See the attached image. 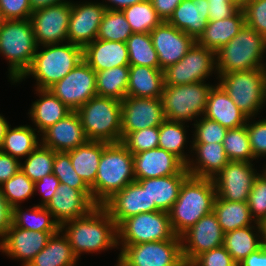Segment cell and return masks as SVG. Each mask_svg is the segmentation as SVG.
<instances>
[{"label":"cell","instance_id":"obj_18","mask_svg":"<svg viewBox=\"0 0 266 266\" xmlns=\"http://www.w3.org/2000/svg\"><path fill=\"white\" fill-rule=\"evenodd\" d=\"M106 8L101 2L71 1V16L68 23L67 42L84 48L98 35Z\"/></svg>","mask_w":266,"mask_h":266},{"label":"cell","instance_id":"obj_24","mask_svg":"<svg viewBox=\"0 0 266 266\" xmlns=\"http://www.w3.org/2000/svg\"><path fill=\"white\" fill-rule=\"evenodd\" d=\"M87 141L76 111H71L41 134V144L55 152H67Z\"/></svg>","mask_w":266,"mask_h":266},{"label":"cell","instance_id":"obj_16","mask_svg":"<svg viewBox=\"0 0 266 266\" xmlns=\"http://www.w3.org/2000/svg\"><path fill=\"white\" fill-rule=\"evenodd\" d=\"M252 162L229 161L213 178L217 197L228 201L244 202L260 173Z\"/></svg>","mask_w":266,"mask_h":266},{"label":"cell","instance_id":"obj_58","mask_svg":"<svg viewBox=\"0 0 266 266\" xmlns=\"http://www.w3.org/2000/svg\"><path fill=\"white\" fill-rule=\"evenodd\" d=\"M13 207L7 202L0 187V241L12 226Z\"/></svg>","mask_w":266,"mask_h":266},{"label":"cell","instance_id":"obj_30","mask_svg":"<svg viewBox=\"0 0 266 266\" xmlns=\"http://www.w3.org/2000/svg\"><path fill=\"white\" fill-rule=\"evenodd\" d=\"M39 99L32 103L28 112L38 133L67 116L72 110L58 99L49 89H34Z\"/></svg>","mask_w":266,"mask_h":266},{"label":"cell","instance_id":"obj_25","mask_svg":"<svg viewBox=\"0 0 266 266\" xmlns=\"http://www.w3.org/2000/svg\"><path fill=\"white\" fill-rule=\"evenodd\" d=\"M190 155L194 157L186 164L190 176L213 179L230 161L226 155L223 143L192 144Z\"/></svg>","mask_w":266,"mask_h":266},{"label":"cell","instance_id":"obj_65","mask_svg":"<svg viewBox=\"0 0 266 266\" xmlns=\"http://www.w3.org/2000/svg\"><path fill=\"white\" fill-rule=\"evenodd\" d=\"M262 246L266 250V225H264V228H263V243H262Z\"/></svg>","mask_w":266,"mask_h":266},{"label":"cell","instance_id":"obj_45","mask_svg":"<svg viewBox=\"0 0 266 266\" xmlns=\"http://www.w3.org/2000/svg\"><path fill=\"white\" fill-rule=\"evenodd\" d=\"M223 147L230 161L253 162L255 160L246 125L228 129L223 140Z\"/></svg>","mask_w":266,"mask_h":266},{"label":"cell","instance_id":"obj_48","mask_svg":"<svg viewBox=\"0 0 266 266\" xmlns=\"http://www.w3.org/2000/svg\"><path fill=\"white\" fill-rule=\"evenodd\" d=\"M53 174L61 184L78 190H91L74 170L68 152H55Z\"/></svg>","mask_w":266,"mask_h":266},{"label":"cell","instance_id":"obj_5","mask_svg":"<svg viewBox=\"0 0 266 266\" xmlns=\"http://www.w3.org/2000/svg\"><path fill=\"white\" fill-rule=\"evenodd\" d=\"M266 38L244 24L239 33L216 51L217 75L266 68Z\"/></svg>","mask_w":266,"mask_h":266},{"label":"cell","instance_id":"obj_43","mask_svg":"<svg viewBox=\"0 0 266 266\" xmlns=\"http://www.w3.org/2000/svg\"><path fill=\"white\" fill-rule=\"evenodd\" d=\"M54 158L55 151L40 144L24 162L20 161V169L35 183L53 173Z\"/></svg>","mask_w":266,"mask_h":266},{"label":"cell","instance_id":"obj_19","mask_svg":"<svg viewBox=\"0 0 266 266\" xmlns=\"http://www.w3.org/2000/svg\"><path fill=\"white\" fill-rule=\"evenodd\" d=\"M96 206L91 190H78L69 185L60 184L45 207L61 226L67 221L87 215Z\"/></svg>","mask_w":266,"mask_h":266},{"label":"cell","instance_id":"obj_9","mask_svg":"<svg viewBox=\"0 0 266 266\" xmlns=\"http://www.w3.org/2000/svg\"><path fill=\"white\" fill-rule=\"evenodd\" d=\"M214 85L206 81L184 85H165L161 100L166 120L188 122L204 115Z\"/></svg>","mask_w":266,"mask_h":266},{"label":"cell","instance_id":"obj_8","mask_svg":"<svg viewBox=\"0 0 266 266\" xmlns=\"http://www.w3.org/2000/svg\"><path fill=\"white\" fill-rule=\"evenodd\" d=\"M216 76V79H219L217 83L246 117H257L258 112L265 108L266 68L235 71Z\"/></svg>","mask_w":266,"mask_h":266},{"label":"cell","instance_id":"obj_64","mask_svg":"<svg viewBox=\"0 0 266 266\" xmlns=\"http://www.w3.org/2000/svg\"><path fill=\"white\" fill-rule=\"evenodd\" d=\"M116 262L117 264L114 266H130L120 255H118Z\"/></svg>","mask_w":266,"mask_h":266},{"label":"cell","instance_id":"obj_63","mask_svg":"<svg viewBox=\"0 0 266 266\" xmlns=\"http://www.w3.org/2000/svg\"><path fill=\"white\" fill-rule=\"evenodd\" d=\"M10 126L9 122L6 120L4 115L0 114V148L3 144V140L7 131V128Z\"/></svg>","mask_w":266,"mask_h":266},{"label":"cell","instance_id":"obj_49","mask_svg":"<svg viewBox=\"0 0 266 266\" xmlns=\"http://www.w3.org/2000/svg\"><path fill=\"white\" fill-rule=\"evenodd\" d=\"M192 144L223 143L228 129L201 116L193 123Z\"/></svg>","mask_w":266,"mask_h":266},{"label":"cell","instance_id":"obj_17","mask_svg":"<svg viewBox=\"0 0 266 266\" xmlns=\"http://www.w3.org/2000/svg\"><path fill=\"white\" fill-rule=\"evenodd\" d=\"M121 141L131 132L159 127L166 119L161 98L125 97L121 101Z\"/></svg>","mask_w":266,"mask_h":266},{"label":"cell","instance_id":"obj_54","mask_svg":"<svg viewBox=\"0 0 266 266\" xmlns=\"http://www.w3.org/2000/svg\"><path fill=\"white\" fill-rule=\"evenodd\" d=\"M0 9L5 20L30 19L33 12L29 0H0Z\"/></svg>","mask_w":266,"mask_h":266},{"label":"cell","instance_id":"obj_1","mask_svg":"<svg viewBox=\"0 0 266 266\" xmlns=\"http://www.w3.org/2000/svg\"><path fill=\"white\" fill-rule=\"evenodd\" d=\"M60 231L78 259L83 253L118 249L117 225L103 206L97 205L87 215L63 223Z\"/></svg>","mask_w":266,"mask_h":266},{"label":"cell","instance_id":"obj_26","mask_svg":"<svg viewBox=\"0 0 266 266\" xmlns=\"http://www.w3.org/2000/svg\"><path fill=\"white\" fill-rule=\"evenodd\" d=\"M208 9V0H182L167 22L197 41L208 24Z\"/></svg>","mask_w":266,"mask_h":266},{"label":"cell","instance_id":"obj_15","mask_svg":"<svg viewBox=\"0 0 266 266\" xmlns=\"http://www.w3.org/2000/svg\"><path fill=\"white\" fill-rule=\"evenodd\" d=\"M224 232L211 212L200 218L180 235L184 263L188 266L197 256L223 245Z\"/></svg>","mask_w":266,"mask_h":266},{"label":"cell","instance_id":"obj_56","mask_svg":"<svg viewBox=\"0 0 266 266\" xmlns=\"http://www.w3.org/2000/svg\"><path fill=\"white\" fill-rule=\"evenodd\" d=\"M58 178L52 173L44 176L39 181L34 184L35 193L41 194V202L37 205L46 206L48 202L52 199L58 186L60 185Z\"/></svg>","mask_w":266,"mask_h":266},{"label":"cell","instance_id":"obj_31","mask_svg":"<svg viewBox=\"0 0 266 266\" xmlns=\"http://www.w3.org/2000/svg\"><path fill=\"white\" fill-rule=\"evenodd\" d=\"M165 86L163 70L129 65L127 97L161 98Z\"/></svg>","mask_w":266,"mask_h":266},{"label":"cell","instance_id":"obj_38","mask_svg":"<svg viewBox=\"0 0 266 266\" xmlns=\"http://www.w3.org/2000/svg\"><path fill=\"white\" fill-rule=\"evenodd\" d=\"M12 224L21 229L40 232H58L60 225L54 220L52 213L45 207L34 205L23 210L21 205L13 207Z\"/></svg>","mask_w":266,"mask_h":266},{"label":"cell","instance_id":"obj_23","mask_svg":"<svg viewBox=\"0 0 266 266\" xmlns=\"http://www.w3.org/2000/svg\"><path fill=\"white\" fill-rule=\"evenodd\" d=\"M135 180L179 174L186 164L171 152L155 148L133 154Z\"/></svg>","mask_w":266,"mask_h":266},{"label":"cell","instance_id":"obj_12","mask_svg":"<svg viewBox=\"0 0 266 266\" xmlns=\"http://www.w3.org/2000/svg\"><path fill=\"white\" fill-rule=\"evenodd\" d=\"M119 247V255L130 266H186L177 235L169 240Z\"/></svg>","mask_w":266,"mask_h":266},{"label":"cell","instance_id":"obj_62","mask_svg":"<svg viewBox=\"0 0 266 266\" xmlns=\"http://www.w3.org/2000/svg\"><path fill=\"white\" fill-rule=\"evenodd\" d=\"M32 11H35L40 8H45L52 5H57L65 2H69L68 0H29Z\"/></svg>","mask_w":266,"mask_h":266},{"label":"cell","instance_id":"obj_68","mask_svg":"<svg viewBox=\"0 0 266 266\" xmlns=\"http://www.w3.org/2000/svg\"><path fill=\"white\" fill-rule=\"evenodd\" d=\"M240 4H242L245 0H237Z\"/></svg>","mask_w":266,"mask_h":266},{"label":"cell","instance_id":"obj_66","mask_svg":"<svg viewBox=\"0 0 266 266\" xmlns=\"http://www.w3.org/2000/svg\"><path fill=\"white\" fill-rule=\"evenodd\" d=\"M4 22H5V18L3 17L2 11L0 9V29L3 26Z\"/></svg>","mask_w":266,"mask_h":266},{"label":"cell","instance_id":"obj_33","mask_svg":"<svg viewBox=\"0 0 266 266\" xmlns=\"http://www.w3.org/2000/svg\"><path fill=\"white\" fill-rule=\"evenodd\" d=\"M244 24L245 15L240 8L231 17L222 20H209L203 34L196 42L216 52L236 36Z\"/></svg>","mask_w":266,"mask_h":266},{"label":"cell","instance_id":"obj_57","mask_svg":"<svg viewBox=\"0 0 266 266\" xmlns=\"http://www.w3.org/2000/svg\"><path fill=\"white\" fill-rule=\"evenodd\" d=\"M20 169V160L0 151V185Z\"/></svg>","mask_w":266,"mask_h":266},{"label":"cell","instance_id":"obj_14","mask_svg":"<svg viewBox=\"0 0 266 266\" xmlns=\"http://www.w3.org/2000/svg\"><path fill=\"white\" fill-rule=\"evenodd\" d=\"M71 1L40 8L30 17L38 46L67 42Z\"/></svg>","mask_w":266,"mask_h":266},{"label":"cell","instance_id":"obj_61","mask_svg":"<svg viewBox=\"0 0 266 266\" xmlns=\"http://www.w3.org/2000/svg\"><path fill=\"white\" fill-rule=\"evenodd\" d=\"M145 0H105L101 2L107 10L122 11L128 6H132L136 3L143 2ZM109 2V3H108Z\"/></svg>","mask_w":266,"mask_h":266},{"label":"cell","instance_id":"obj_44","mask_svg":"<svg viewBox=\"0 0 266 266\" xmlns=\"http://www.w3.org/2000/svg\"><path fill=\"white\" fill-rule=\"evenodd\" d=\"M133 34L122 11L105 10L96 39L126 43Z\"/></svg>","mask_w":266,"mask_h":266},{"label":"cell","instance_id":"obj_32","mask_svg":"<svg viewBox=\"0 0 266 266\" xmlns=\"http://www.w3.org/2000/svg\"><path fill=\"white\" fill-rule=\"evenodd\" d=\"M264 225L257 223L224 234L223 246L238 264L262 247Z\"/></svg>","mask_w":266,"mask_h":266},{"label":"cell","instance_id":"obj_52","mask_svg":"<svg viewBox=\"0 0 266 266\" xmlns=\"http://www.w3.org/2000/svg\"><path fill=\"white\" fill-rule=\"evenodd\" d=\"M266 118V117H265ZM254 120L255 117L248 118L246 129L250 138V146L254 159L266 158V119ZM252 120V121H251ZM254 120V121H253Z\"/></svg>","mask_w":266,"mask_h":266},{"label":"cell","instance_id":"obj_40","mask_svg":"<svg viewBox=\"0 0 266 266\" xmlns=\"http://www.w3.org/2000/svg\"><path fill=\"white\" fill-rule=\"evenodd\" d=\"M184 122L165 120L159 126V142L158 148L171 152L180 158L185 164L190 160L184 148L189 142L187 139V130Z\"/></svg>","mask_w":266,"mask_h":266},{"label":"cell","instance_id":"obj_51","mask_svg":"<svg viewBox=\"0 0 266 266\" xmlns=\"http://www.w3.org/2000/svg\"><path fill=\"white\" fill-rule=\"evenodd\" d=\"M241 8L245 24L266 38V0H245Z\"/></svg>","mask_w":266,"mask_h":266},{"label":"cell","instance_id":"obj_13","mask_svg":"<svg viewBox=\"0 0 266 266\" xmlns=\"http://www.w3.org/2000/svg\"><path fill=\"white\" fill-rule=\"evenodd\" d=\"M49 90L68 108L76 111L97 96L96 72L82 60Z\"/></svg>","mask_w":266,"mask_h":266},{"label":"cell","instance_id":"obj_67","mask_svg":"<svg viewBox=\"0 0 266 266\" xmlns=\"http://www.w3.org/2000/svg\"><path fill=\"white\" fill-rule=\"evenodd\" d=\"M264 103L266 106V79H265V90H264Z\"/></svg>","mask_w":266,"mask_h":266},{"label":"cell","instance_id":"obj_7","mask_svg":"<svg viewBox=\"0 0 266 266\" xmlns=\"http://www.w3.org/2000/svg\"><path fill=\"white\" fill-rule=\"evenodd\" d=\"M88 141L121 142V101L95 96L76 110Z\"/></svg>","mask_w":266,"mask_h":266},{"label":"cell","instance_id":"obj_35","mask_svg":"<svg viewBox=\"0 0 266 266\" xmlns=\"http://www.w3.org/2000/svg\"><path fill=\"white\" fill-rule=\"evenodd\" d=\"M78 260L68 238L59 230L48 239L46 246L28 266H75Z\"/></svg>","mask_w":266,"mask_h":266},{"label":"cell","instance_id":"obj_10","mask_svg":"<svg viewBox=\"0 0 266 266\" xmlns=\"http://www.w3.org/2000/svg\"><path fill=\"white\" fill-rule=\"evenodd\" d=\"M117 232L118 246L164 241L176 236L169 213L165 211L140 213L125 219L117 227Z\"/></svg>","mask_w":266,"mask_h":266},{"label":"cell","instance_id":"obj_53","mask_svg":"<svg viewBox=\"0 0 266 266\" xmlns=\"http://www.w3.org/2000/svg\"><path fill=\"white\" fill-rule=\"evenodd\" d=\"M188 266H238L230 253L220 246L197 256Z\"/></svg>","mask_w":266,"mask_h":266},{"label":"cell","instance_id":"obj_28","mask_svg":"<svg viewBox=\"0 0 266 266\" xmlns=\"http://www.w3.org/2000/svg\"><path fill=\"white\" fill-rule=\"evenodd\" d=\"M203 116L226 129L244 126L248 119L218 83L214 84L209 93Z\"/></svg>","mask_w":266,"mask_h":266},{"label":"cell","instance_id":"obj_41","mask_svg":"<svg viewBox=\"0 0 266 266\" xmlns=\"http://www.w3.org/2000/svg\"><path fill=\"white\" fill-rule=\"evenodd\" d=\"M126 45L129 53V65L160 68L150 33H133L127 39Z\"/></svg>","mask_w":266,"mask_h":266},{"label":"cell","instance_id":"obj_20","mask_svg":"<svg viewBox=\"0 0 266 266\" xmlns=\"http://www.w3.org/2000/svg\"><path fill=\"white\" fill-rule=\"evenodd\" d=\"M150 37L157 52L160 69L179 62L196 42L191 36L178 30L167 21H162Z\"/></svg>","mask_w":266,"mask_h":266},{"label":"cell","instance_id":"obj_36","mask_svg":"<svg viewBox=\"0 0 266 266\" xmlns=\"http://www.w3.org/2000/svg\"><path fill=\"white\" fill-rule=\"evenodd\" d=\"M36 132L37 130L30 125H19L13 128L10 125L0 151L21 161L41 144L39 137L41 134Z\"/></svg>","mask_w":266,"mask_h":266},{"label":"cell","instance_id":"obj_47","mask_svg":"<svg viewBox=\"0 0 266 266\" xmlns=\"http://www.w3.org/2000/svg\"><path fill=\"white\" fill-rule=\"evenodd\" d=\"M255 179L248 196V206L255 222L266 225V165Z\"/></svg>","mask_w":266,"mask_h":266},{"label":"cell","instance_id":"obj_46","mask_svg":"<svg viewBox=\"0 0 266 266\" xmlns=\"http://www.w3.org/2000/svg\"><path fill=\"white\" fill-rule=\"evenodd\" d=\"M34 184L35 183L19 169L14 176L0 185V187L7 202L12 207H15L21 205L25 200L34 195Z\"/></svg>","mask_w":266,"mask_h":266},{"label":"cell","instance_id":"obj_29","mask_svg":"<svg viewBox=\"0 0 266 266\" xmlns=\"http://www.w3.org/2000/svg\"><path fill=\"white\" fill-rule=\"evenodd\" d=\"M190 176L187 168L181 173L159 178L140 179L137 181L147 190L150 205H156L160 211L169 212L177 200L183 182Z\"/></svg>","mask_w":266,"mask_h":266},{"label":"cell","instance_id":"obj_6","mask_svg":"<svg viewBox=\"0 0 266 266\" xmlns=\"http://www.w3.org/2000/svg\"><path fill=\"white\" fill-rule=\"evenodd\" d=\"M37 47L30 19L5 20L0 29V54L9 64L8 78L12 84L30 67Z\"/></svg>","mask_w":266,"mask_h":266},{"label":"cell","instance_id":"obj_27","mask_svg":"<svg viewBox=\"0 0 266 266\" xmlns=\"http://www.w3.org/2000/svg\"><path fill=\"white\" fill-rule=\"evenodd\" d=\"M83 60L98 72L129 65V53L124 42L95 39L83 48Z\"/></svg>","mask_w":266,"mask_h":266},{"label":"cell","instance_id":"obj_60","mask_svg":"<svg viewBox=\"0 0 266 266\" xmlns=\"http://www.w3.org/2000/svg\"><path fill=\"white\" fill-rule=\"evenodd\" d=\"M238 266H266V250L262 246L238 263Z\"/></svg>","mask_w":266,"mask_h":266},{"label":"cell","instance_id":"obj_39","mask_svg":"<svg viewBox=\"0 0 266 266\" xmlns=\"http://www.w3.org/2000/svg\"><path fill=\"white\" fill-rule=\"evenodd\" d=\"M128 79L129 65L96 72L97 96L111 97L122 101L126 97Z\"/></svg>","mask_w":266,"mask_h":266},{"label":"cell","instance_id":"obj_2","mask_svg":"<svg viewBox=\"0 0 266 266\" xmlns=\"http://www.w3.org/2000/svg\"><path fill=\"white\" fill-rule=\"evenodd\" d=\"M216 196L213 179L189 176L168 212L174 233L180 236L200 218L213 212Z\"/></svg>","mask_w":266,"mask_h":266},{"label":"cell","instance_id":"obj_22","mask_svg":"<svg viewBox=\"0 0 266 266\" xmlns=\"http://www.w3.org/2000/svg\"><path fill=\"white\" fill-rule=\"evenodd\" d=\"M114 220L117 227L125 220L140 213L160 211L156 205H150L147 190L134 181L116 192L102 205Z\"/></svg>","mask_w":266,"mask_h":266},{"label":"cell","instance_id":"obj_50","mask_svg":"<svg viewBox=\"0 0 266 266\" xmlns=\"http://www.w3.org/2000/svg\"><path fill=\"white\" fill-rule=\"evenodd\" d=\"M159 127H150L128 133L121 141L131 154L158 148Z\"/></svg>","mask_w":266,"mask_h":266},{"label":"cell","instance_id":"obj_59","mask_svg":"<svg viewBox=\"0 0 266 266\" xmlns=\"http://www.w3.org/2000/svg\"><path fill=\"white\" fill-rule=\"evenodd\" d=\"M157 15L162 21H167L173 14L174 9L182 2V0H150Z\"/></svg>","mask_w":266,"mask_h":266},{"label":"cell","instance_id":"obj_3","mask_svg":"<svg viewBox=\"0 0 266 266\" xmlns=\"http://www.w3.org/2000/svg\"><path fill=\"white\" fill-rule=\"evenodd\" d=\"M37 47L32 64L23 76L13 84L25 81L30 75L36 80L35 89H49L63 79L83 60V48L65 42ZM40 49V51L38 50Z\"/></svg>","mask_w":266,"mask_h":266},{"label":"cell","instance_id":"obj_34","mask_svg":"<svg viewBox=\"0 0 266 266\" xmlns=\"http://www.w3.org/2000/svg\"><path fill=\"white\" fill-rule=\"evenodd\" d=\"M108 144L102 141H87L67 151L74 170L89 187L95 183L100 158Z\"/></svg>","mask_w":266,"mask_h":266},{"label":"cell","instance_id":"obj_55","mask_svg":"<svg viewBox=\"0 0 266 266\" xmlns=\"http://www.w3.org/2000/svg\"><path fill=\"white\" fill-rule=\"evenodd\" d=\"M209 20H222L233 16L241 4L237 0H208Z\"/></svg>","mask_w":266,"mask_h":266},{"label":"cell","instance_id":"obj_4","mask_svg":"<svg viewBox=\"0 0 266 266\" xmlns=\"http://www.w3.org/2000/svg\"><path fill=\"white\" fill-rule=\"evenodd\" d=\"M134 181L133 154L121 142L109 143L102 152L95 183L90 187L93 202L102 206Z\"/></svg>","mask_w":266,"mask_h":266},{"label":"cell","instance_id":"obj_37","mask_svg":"<svg viewBox=\"0 0 266 266\" xmlns=\"http://www.w3.org/2000/svg\"><path fill=\"white\" fill-rule=\"evenodd\" d=\"M213 213L224 233L256 224L251 217L247 201H228L216 196Z\"/></svg>","mask_w":266,"mask_h":266},{"label":"cell","instance_id":"obj_21","mask_svg":"<svg viewBox=\"0 0 266 266\" xmlns=\"http://www.w3.org/2000/svg\"><path fill=\"white\" fill-rule=\"evenodd\" d=\"M57 232H40L21 229L13 224L0 241V252L7 257L22 261L28 266L33 258L46 246L48 239Z\"/></svg>","mask_w":266,"mask_h":266},{"label":"cell","instance_id":"obj_11","mask_svg":"<svg viewBox=\"0 0 266 266\" xmlns=\"http://www.w3.org/2000/svg\"><path fill=\"white\" fill-rule=\"evenodd\" d=\"M216 72V73H215ZM217 74L216 52L195 42L177 63L163 69L165 85H184L208 80Z\"/></svg>","mask_w":266,"mask_h":266},{"label":"cell","instance_id":"obj_42","mask_svg":"<svg viewBox=\"0 0 266 266\" xmlns=\"http://www.w3.org/2000/svg\"><path fill=\"white\" fill-rule=\"evenodd\" d=\"M122 13L133 33H150L162 22L150 0L128 6Z\"/></svg>","mask_w":266,"mask_h":266}]
</instances>
